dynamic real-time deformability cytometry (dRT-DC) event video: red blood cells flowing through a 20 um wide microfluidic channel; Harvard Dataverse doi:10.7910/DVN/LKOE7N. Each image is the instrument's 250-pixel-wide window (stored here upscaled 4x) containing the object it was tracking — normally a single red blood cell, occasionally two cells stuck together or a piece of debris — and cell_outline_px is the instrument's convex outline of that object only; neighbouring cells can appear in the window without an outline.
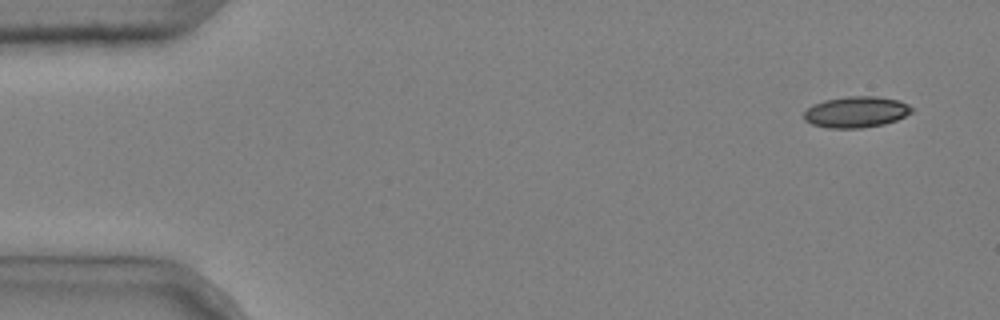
{"species": "common noctule bat (a hibernating species)", "species_latin": "Nyctalus noctula", "temperature_condition": "cold", "stored_images_in_passage": 4, "camera_frame_rate_fps": 3000, "um_per_image_px": 0.085, "animal": {"sex": "male", "body_mass_g": 20.4}, "frame": {"image": 1, "passage_image": 1, "time_ms": 0.0, "image_size_px": [1000, 320], "cell_outline_px": [[912, 112], [896, 120], [884, 124], [860, 128], [828, 128], [812, 124], [804, 120], [804, 112], [812, 104], [824, 100], [848, 96], [876, 96], [900, 100], [908, 104], [912, 108]], "centroid_in_image_um": [72.76, 9.51], "position_along_channel_um": 12.2, "area_um2": 19.59}}
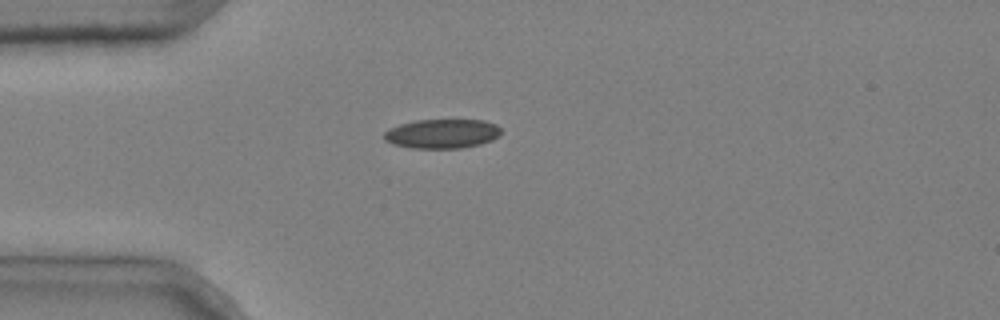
{"frame": {"image": 2, "passage_image": 4, "time_ms": 1.0, "image_size_px": [1000, 320], "cell_outline_px": [[500, 136], [492, 140], [480, 144], [460, 148], [412, 148], [392, 144], [384, 140], [384, 132], [388, 128], [400, 124], [416, 120], [484, 120], [496, 124], [500, 128]], "centroid_in_image_um": [37.57, 11.36], "position_along_channel_um": 47.4, "area_um2": 20.06}}